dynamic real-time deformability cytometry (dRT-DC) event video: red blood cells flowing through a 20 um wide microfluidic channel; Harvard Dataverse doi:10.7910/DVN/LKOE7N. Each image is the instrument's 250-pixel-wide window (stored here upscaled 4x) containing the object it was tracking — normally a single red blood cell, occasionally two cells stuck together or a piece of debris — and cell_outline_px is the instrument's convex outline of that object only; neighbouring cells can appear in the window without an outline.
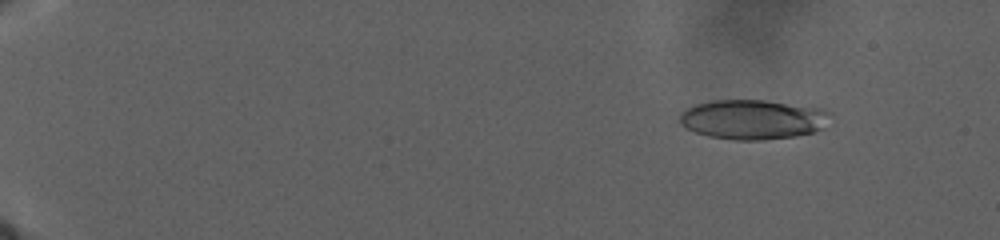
{"species": "human", "species_latin": "Homo sapiens", "temperature_condition": "warm", "stored_images_in_passage": 93, "camera_frame_rate_fps": 3000, "um_per_image_px": 0.085, "donor": {"sex": "male"}, "frame": {"image": 1, "passage_image": 16, "time_ms": 5.333, "image_size_px": [1000, 240], "cell_outline_px": [[832, 116], [824, 128], [812, 132], [796, 136], [764, 140], [736, 140], [708, 136], [696, 132], [680, 124], [680, 112], [692, 104], [712, 100], [764, 100], [824, 108], [832, 112]], "centroid_in_image_um": [64.03, 10.14], "position_along_channel_um": 21.0, "area_um2": 35.26}}
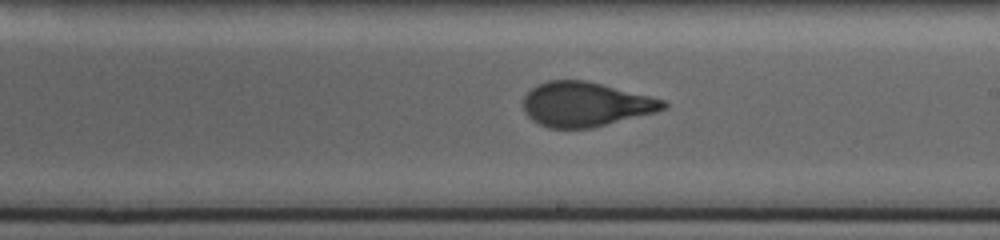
{"frame": {"image": 2, "passage_image": 60, "time_ms": 27.333, "image_size_px": [1000, 240], "cell_outline_px": [[668, 108], [656, 112], [592, 128], [548, 128], [532, 120], [524, 112], [524, 96], [536, 84], [548, 80], [588, 80], [664, 100], [668, 104]], "centroid_in_image_um": [49.77, 8.86], "position_along_channel_um": 239.2, "area_um2": 36.36}}
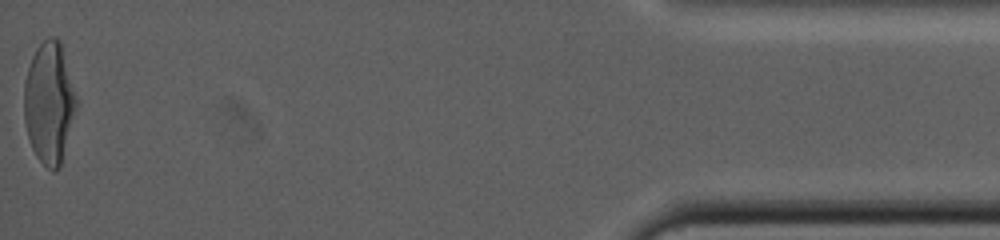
{"frame": {"image": 3, "passage_image": 93, "time_ms": 42.333, "image_size_px": [1000, 240], "cell_outline_px": [[76, 108], [60, 164], [52, 172], [36, 156], [32, 148], [28, 136], [24, 120], [24, 84], [28, 68], [32, 56], [36, 48], [48, 36], [56, 36], [60, 40], [76, 96]], "centroid_in_image_um": [4.16, 8.69], "position_along_channel_um": 431.0, "area_um2": 36.41}}